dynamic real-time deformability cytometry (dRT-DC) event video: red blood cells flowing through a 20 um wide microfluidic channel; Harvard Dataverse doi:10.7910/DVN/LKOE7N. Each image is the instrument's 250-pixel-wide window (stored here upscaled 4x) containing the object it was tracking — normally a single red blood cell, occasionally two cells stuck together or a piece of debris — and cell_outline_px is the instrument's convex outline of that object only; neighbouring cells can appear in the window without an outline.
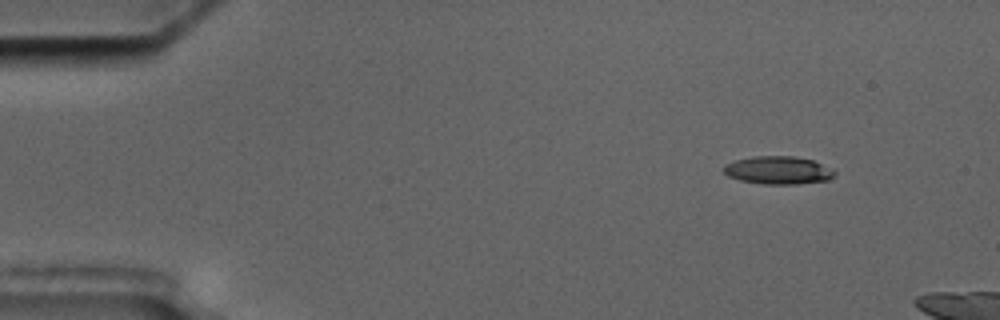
{"species": "common noctule bat (a hibernating species)", "species_latin": "Nyctalus noctula", "temperature_condition": "cold", "stored_images_in_passage": 3, "camera_frame_rate_fps": 3000, "um_per_image_px": 0.085, "animal": {"sex": "male", "body_mass_g": 17.5, "forearm_length_mm": 52.3}, "frame": {"image": 1, "passage_image": 1, "time_ms": 0.0, "image_size_px": [1000, 320], "cell_outline_px": [[836, 176], [828, 180], [796, 184], [764, 184], [740, 180], [728, 176], [720, 168], [724, 164], [736, 160], [752, 156], [796, 156], [812, 160], [832, 168], [836, 172]], "centroid_in_image_um": [66.14, 14.46], "position_along_channel_um": 18.9, "area_um2": 18.26}}